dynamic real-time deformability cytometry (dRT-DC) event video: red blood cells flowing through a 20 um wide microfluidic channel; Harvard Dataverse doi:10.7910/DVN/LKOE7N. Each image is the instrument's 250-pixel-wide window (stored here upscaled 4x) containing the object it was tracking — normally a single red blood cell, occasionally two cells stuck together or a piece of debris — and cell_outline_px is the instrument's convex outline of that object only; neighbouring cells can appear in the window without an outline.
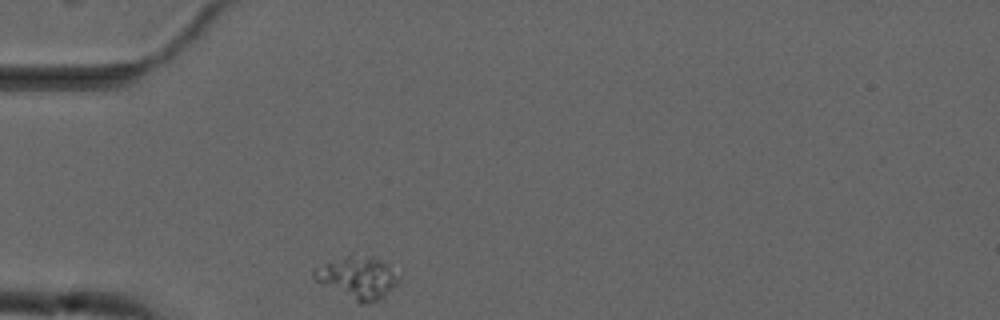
{"species": "common noctule bat (a hibernating species)", "species_latin": "Nyctalus noctula", "temperature_condition": "cold", "stored_images_in_passage": 1, "camera_frame_rate_fps": 3000, "um_per_image_px": 0.085, "animal": {"sex": "male", "forearm_length_mm": 52.5}, "frame": {"image": 1, "passage_image": 1, "time_ms": 0.0, "image_size_px": [1000, 320], "cell_outline_px": [[400, 280], [384, 296], [376, 300], [364, 304], [360, 304], [316, 280], [312, 276], [312, 272], [316, 268], [324, 264], [352, 252], [372, 256], [388, 264], [400, 272]], "centroid_in_image_um": [30.45, 23.55], "position_along_channel_um": 54.5, "area_um2": 20.98}}